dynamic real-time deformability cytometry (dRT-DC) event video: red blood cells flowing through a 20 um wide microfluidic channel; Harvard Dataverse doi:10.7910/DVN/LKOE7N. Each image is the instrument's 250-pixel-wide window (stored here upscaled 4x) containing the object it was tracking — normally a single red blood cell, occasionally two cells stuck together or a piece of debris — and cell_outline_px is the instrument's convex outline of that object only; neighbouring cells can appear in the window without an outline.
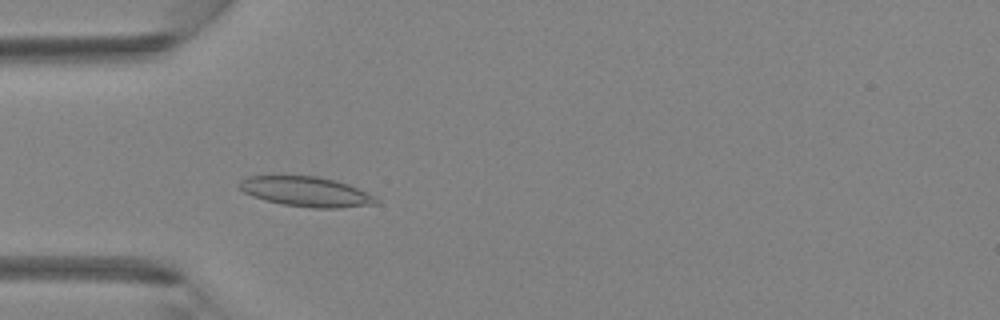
{"species": "Egyptian fruit bat (a non-hibernating species)", "species_latin": "Rousettus aegyptiacus", "temperature_condition": "room temperature", "stored_images_in_passage": 4, "camera_frame_rate_fps": 3000, "um_per_image_px": 0.085, "animal": {"sex": "female"}, "frame": {"image": 1, "passage_image": 4, "time_ms": 1.0, "image_size_px": [1000, 320], "cell_outline_px": [[380, 204], [340, 208], [312, 208], [284, 204], [252, 196], [244, 192], [236, 184], [244, 176], [316, 176], [336, 180], [348, 184], [376, 196], [380, 200]], "centroid_in_image_um": [26.06, 16.29], "position_along_channel_um": 58.9, "area_um2": 23.99}}